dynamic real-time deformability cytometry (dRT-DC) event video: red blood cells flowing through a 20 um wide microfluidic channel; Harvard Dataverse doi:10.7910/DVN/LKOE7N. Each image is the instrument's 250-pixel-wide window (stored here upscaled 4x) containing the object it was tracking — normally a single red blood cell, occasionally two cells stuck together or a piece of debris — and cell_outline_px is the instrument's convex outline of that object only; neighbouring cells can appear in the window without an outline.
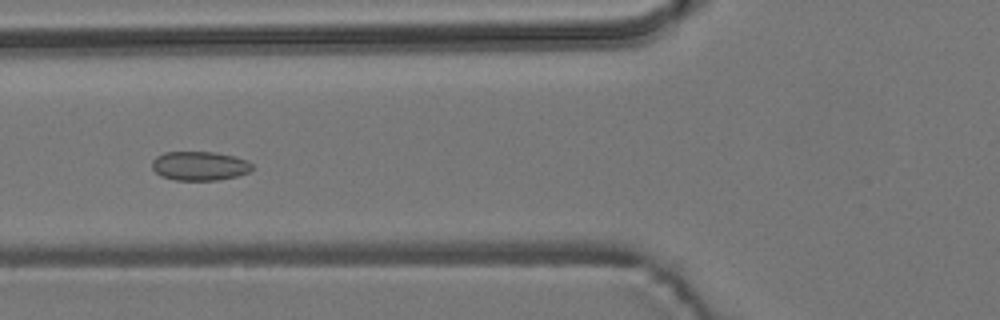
{"species": "common noctule bat (a hibernating species)", "species_latin": "Nyctalus noctula", "temperature_condition": "room temperature", "stored_images_in_passage": 54, "camera_frame_rate_fps": 3000, "um_per_image_px": 0.085, "animal": {"sex": "male", "body_mass_g": 19.2, "forearm_length_mm": 51.8}, "frame": {"image": 1, "passage_image": 20, "time_ms": 6.333, "image_size_px": [1000, 320], "cell_outline_px": [[252, 168], [248, 172], [236, 176], [216, 180], [176, 180], [160, 176], [152, 168], [152, 160], [156, 156], [164, 152], [216, 152], [236, 156], [248, 160], [252, 164]], "centroid_in_image_um": [16.96, 14.09], "position_along_channel_um": 108.8, "area_um2": 17.05}}
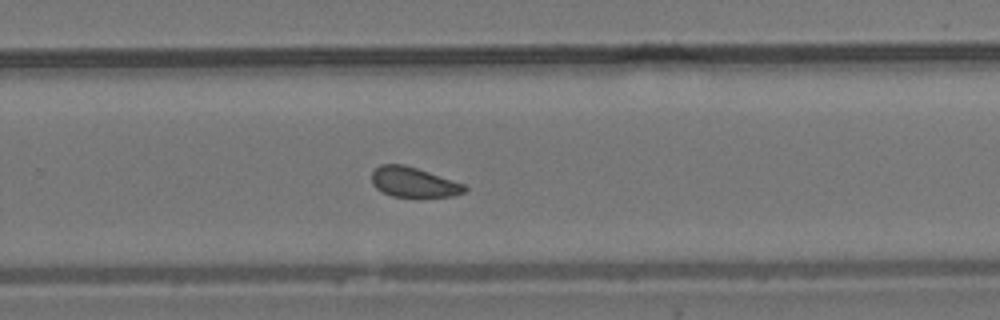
{"frame": {"image": 2, "passage_image": 35, "time_ms": 11.333, "image_size_px": [1000, 320], "cell_outline_px": [[468, 188], [464, 192], [452, 196], [420, 200], [392, 196], [376, 188], [372, 184], [372, 172], [380, 164], [404, 164], [464, 184]], "centroid_in_image_um": [35.17, 15.54], "position_along_channel_um": 294.6, "area_um2": 16.76}}
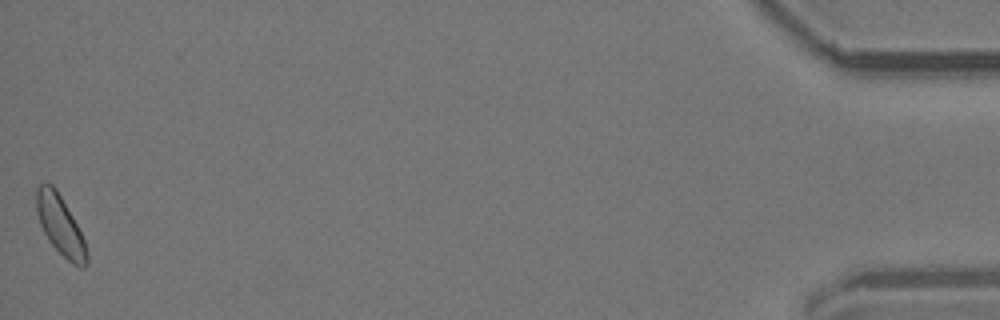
{"frame": {"image": 3, "passage_image": 54, "time_ms": 17.667, "image_size_px": [1000, 320], "cell_outline_px": [[88, 264], [84, 268], [80, 268], [72, 264], [48, 240], [40, 224], [36, 212], [36, 188], [40, 184], [52, 184], [56, 188], [72, 216], [84, 240], [88, 256]], "centroid_in_image_um": [5.12, 19.17], "position_along_channel_um": 430.1, "area_um2": 17.22}, "authors_computed_cell_mechanics": {"area_um2": 17.2533, "velocity_mm_per_s": 3.7219, "shape_relaxation_time_tau1_ms": null, "shape_relaxation_time_tau2_ms": 2.1108, "deformation_change_tau1": null, "deformation_change_tau2": 0.0657}}